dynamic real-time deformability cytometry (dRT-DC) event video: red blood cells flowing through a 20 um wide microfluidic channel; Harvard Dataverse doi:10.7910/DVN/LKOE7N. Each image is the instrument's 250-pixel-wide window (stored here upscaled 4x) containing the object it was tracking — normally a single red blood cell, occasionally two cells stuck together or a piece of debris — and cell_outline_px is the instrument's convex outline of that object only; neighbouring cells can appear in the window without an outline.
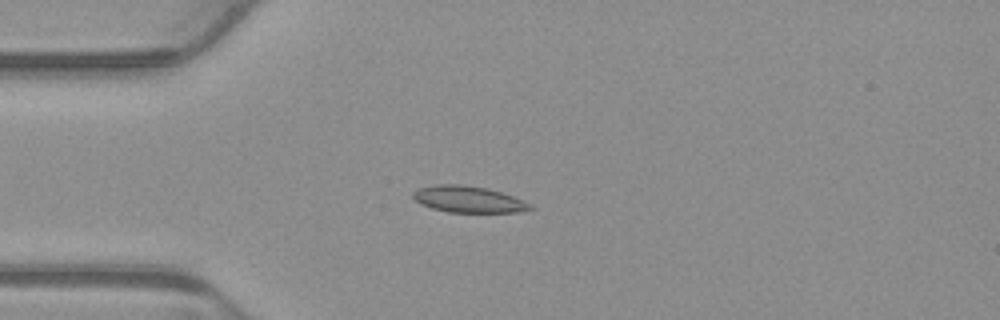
{"species": "common noctule bat (a hibernating species)", "species_latin": "Nyctalus noctula", "temperature_condition": "warm", "stored_images_in_passage": 5, "camera_frame_rate_fps": 3000, "um_per_image_px": 0.085, "animal": {"sex": "male", "body_mass_g": 23.1, "forearm_length_mm": 52.7}, "frame": {"image": 1, "passage_image": 3, "time_ms": 0.667, "image_size_px": [1000, 320], "cell_outline_px": [[536, 208], [520, 212], [448, 212], [432, 208], [420, 204], [412, 196], [412, 192], [420, 188], [436, 184], [464, 184], [488, 188], [512, 196], [532, 204]], "centroid_in_image_um": [39.83, 16.94], "position_along_channel_um": 45.2, "area_um2": 18.15}}
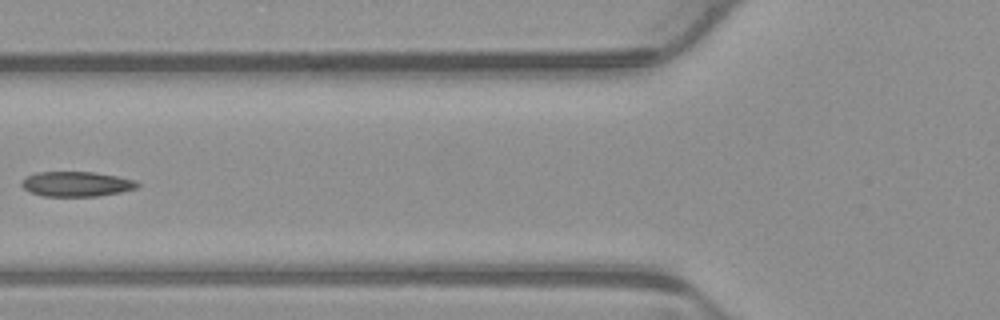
{"frame": {"image": 2, "passage_image": 5, "time_ms": 1.333, "image_size_px": [1000, 320], "cell_outline_px": [[140, 184], [136, 188], [120, 192], [96, 196], [44, 196], [32, 192], [24, 188], [20, 184], [20, 180], [24, 176], [36, 172], [92, 172], [116, 176], [136, 180]], "centroid_in_image_um": [6.46, 15.63], "position_along_channel_um": 119.3, "area_um2": 16.82}}